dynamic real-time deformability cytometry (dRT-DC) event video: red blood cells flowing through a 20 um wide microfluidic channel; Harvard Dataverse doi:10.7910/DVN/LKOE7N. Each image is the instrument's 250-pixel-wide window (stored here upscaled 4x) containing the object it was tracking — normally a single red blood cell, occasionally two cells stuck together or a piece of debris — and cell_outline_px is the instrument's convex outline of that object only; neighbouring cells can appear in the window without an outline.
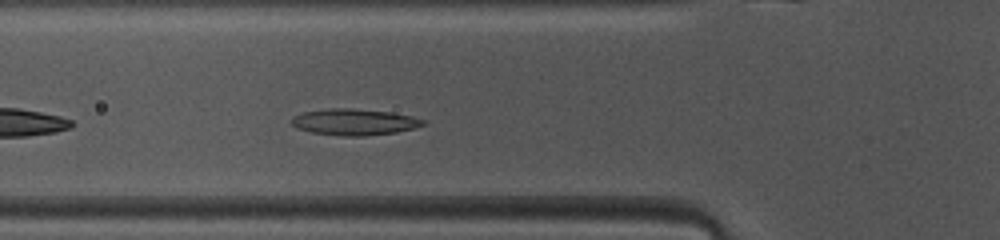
{"species": "common noctule bat (a hibernating species)", "species_latin": "Nyctalus noctula", "temperature_condition": "warm", "stored_images_in_passage": 27, "camera_frame_rate_fps": 3000, "um_per_image_px": 0.085, "animal": {"sex": "female", "body_mass_g": 10.0, "forearm_length_mm": 53.1}, "frame": {"image": 1, "passage_image": 5, "time_ms": 1.333, "image_size_px": [1000, 240], "cell_outline_px": [[428, 124], [396, 132], [364, 136], [340, 136], [312, 132], [296, 128], [292, 124], [292, 116], [304, 112], [328, 108], [352, 108], [392, 112], [412, 116], [428, 120]], "centroid_in_image_um": [30.15, 10.36], "position_along_channel_um": 95.6, "area_um2": 20.35}}
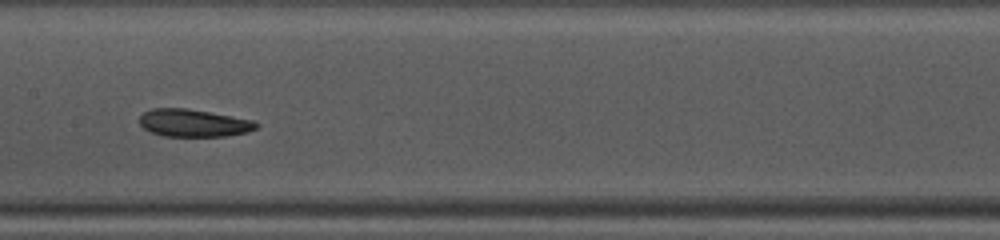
{"frame": {"image": 2, "passage_image": 12, "time_ms": 3.667, "image_size_px": [1000, 240], "cell_outline_px": [[260, 124], [256, 128], [248, 132], [224, 136], [164, 136], [152, 132], [144, 128], [140, 124], [140, 116], [144, 112], [152, 108], [188, 108], [252, 120]], "centroid_in_image_um": [16.45, 10.45], "position_along_channel_um": 191.0, "area_um2": 18.61}}
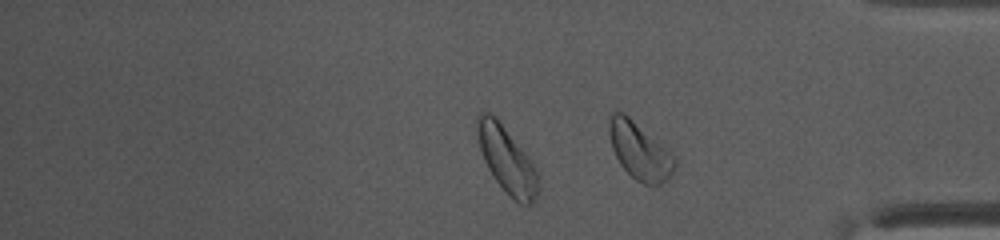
{"frame": {"image": 3, "passage_image": 27, "time_ms": 8.667, "image_size_px": [1000, 240], "cell_outline_px": [[676, 164], [672, 172], [660, 184], [652, 188], [636, 180], [620, 164], [612, 148], [608, 132], [608, 120], [612, 112], [624, 112], [660, 144], [676, 160]], "centroid_in_image_um": [54.31, 12.84], "position_along_channel_um": 380.9, "area_um2": 21.33}, "authors_computed_cell_mechanics": {"area_um2": 19.2474, "velocity_mm_per_s": 4.0677, "shape_relaxation_time_tau1_ms": 2.643, "shape_relaxation_time_tau2_ms": 2.7593, "deformation_change_tau1": 0.0882, "deformation_change_tau2": 0.059}}